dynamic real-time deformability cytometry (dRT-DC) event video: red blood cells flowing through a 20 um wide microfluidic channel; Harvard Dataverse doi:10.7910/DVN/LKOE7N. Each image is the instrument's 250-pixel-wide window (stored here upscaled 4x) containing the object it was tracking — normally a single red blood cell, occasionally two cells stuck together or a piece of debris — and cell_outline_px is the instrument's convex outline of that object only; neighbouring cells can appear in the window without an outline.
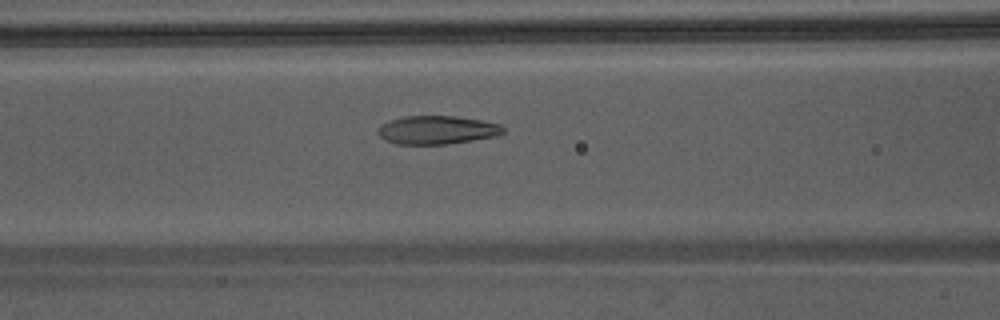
{"species": "Egyptian fruit bat (a non-hibernating species)", "species_latin": "Rousettus aegyptiacus", "temperature_condition": "warm", "stored_images_in_passage": 31, "camera_frame_rate_fps": 3000, "um_per_image_px": 0.085, "animal": {"sex": "male"}, "frame": {"image": 1, "passage_image": 8, "time_ms": 2.333, "image_size_px": [1000, 320], "cell_outline_px": [[504, 132], [496, 136], [448, 144], [396, 144], [384, 140], [376, 132], [388, 120], [404, 116], [456, 116], [480, 120], [500, 124], [504, 128]], "centroid_in_image_um": [37.14, 11.05], "position_along_channel_um": 129.5, "area_um2": 20.69}}
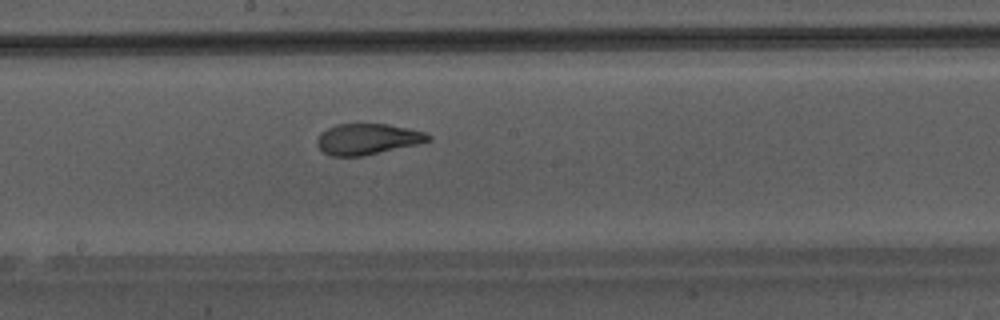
{"frame": {"image": 2, "passage_image": 14, "time_ms": 4.333, "image_size_px": [1000, 320], "cell_outline_px": [[432, 140], [416, 144], [364, 156], [332, 156], [324, 152], [316, 144], [316, 140], [320, 132], [336, 124], [388, 124], [408, 128], [424, 132], [432, 136]], "centroid_in_image_um": [31.22, 11.82], "position_along_channel_um": 217.0, "area_um2": 20.0}}
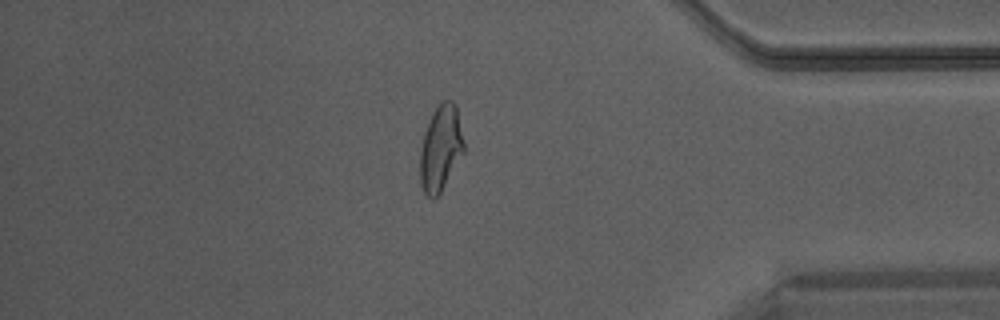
{"frame": {"image": 3, "passage_image": 28, "time_ms": 9.0, "image_size_px": [1000, 320], "cell_outline_px": [[464, 152], [440, 192], [432, 200], [424, 192], [420, 184], [420, 148], [424, 132], [428, 120], [432, 112], [440, 100], [452, 100], [456, 104], [464, 144]], "centroid_in_image_um": [37.44, 12.55], "position_along_channel_um": 397.8, "area_um2": 21.96}}